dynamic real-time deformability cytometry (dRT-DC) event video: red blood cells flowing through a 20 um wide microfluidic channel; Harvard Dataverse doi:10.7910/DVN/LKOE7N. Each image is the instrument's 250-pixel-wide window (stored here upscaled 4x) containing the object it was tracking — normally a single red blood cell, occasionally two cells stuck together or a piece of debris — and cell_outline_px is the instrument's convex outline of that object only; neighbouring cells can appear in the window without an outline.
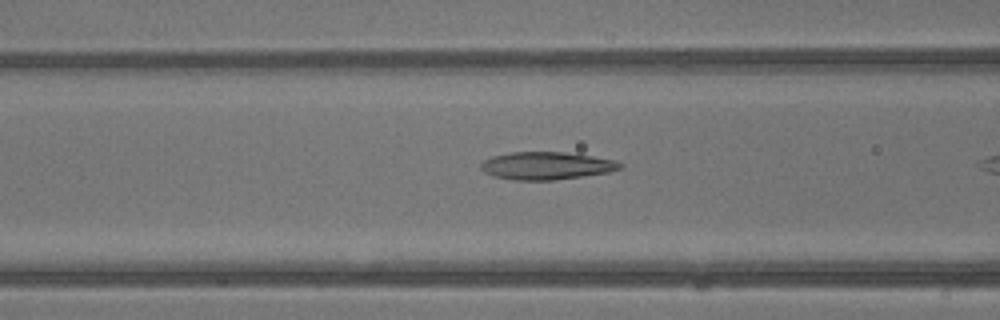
{"species": "common noctule bat (a hibernating species)", "species_latin": "Nyctalus noctula", "temperature_condition": "warm", "stored_images_in_passage": 5, "camera_frame_rate_fps": 3000, "um_per_image_px": 0.085, "animal": {"sex": "male", "body_mass_g": 13.3}, "frame": {"image": 1, "passage_image": 4, "time_ms": 1.0, "image_size_px": [1000, 320], "cell_outline_px": [[624, 168], [608, 172], [556, 180], [512, 180], [492, 176], [484, 172], [480, 168], [480, 164], [484, 160], [492, 156], [512, 152], [564, 152], [592, 156], [616, 160], [624, 164]], "centroid_in_image_um": [46.45, 14.09], "position_along_channel_um": 120.1, "area_um2": 22.6}}